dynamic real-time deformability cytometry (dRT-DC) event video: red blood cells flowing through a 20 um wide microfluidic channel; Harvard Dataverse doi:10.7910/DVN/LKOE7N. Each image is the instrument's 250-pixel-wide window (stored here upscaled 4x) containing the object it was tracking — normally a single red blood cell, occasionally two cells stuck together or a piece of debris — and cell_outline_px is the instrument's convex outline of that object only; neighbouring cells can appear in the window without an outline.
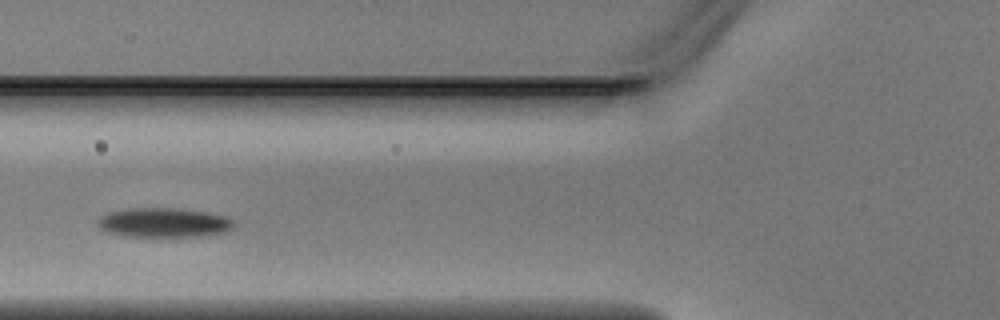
{"species": "Egyptian fruit bat (a non-hibernating species)", "species_latin": "Rousettus aegyptiacus", "temperature_condition": "warm", "stored_images_in_passage": 4, "camera_frame_rate_fps": 3000, "um_per_image_px": 0.085, "animal": {"sex": "male"}, "frame": {"image": 1, "passage_image": 4, "time_ms": 1.0, "image_size_px": [1000, 320], "cell_outline_px": [[236, 220], [232, 228], [224, 232], [208, 236], [124, 236], [108, 232], [100, 228], [96, 224], [96, 220], [100, 216], [108, 212], [124, 208], [184, 208], [208, 212], [228, 216]], "centroid_in_image_um": [13.94, 18.9], "position_along_channel_um": 111.9, "area_um2": 23.87}}